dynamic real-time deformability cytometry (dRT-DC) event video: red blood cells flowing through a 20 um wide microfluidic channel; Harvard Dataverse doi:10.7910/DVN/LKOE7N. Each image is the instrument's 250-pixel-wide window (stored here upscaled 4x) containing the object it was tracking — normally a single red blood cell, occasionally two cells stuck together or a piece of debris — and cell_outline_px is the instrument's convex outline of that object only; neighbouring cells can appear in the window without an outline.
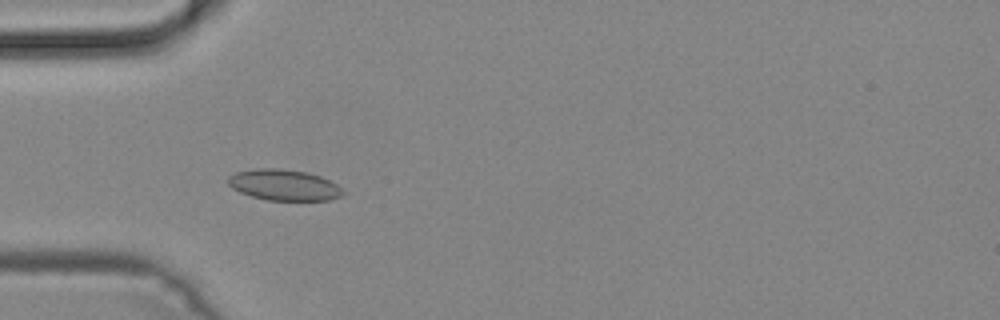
{"species": "common noctule bat (a hibernating species)", "species_latin": "Nyctalus noctula", "temperature_condition": "cold", "stored_images_in_passage": 38, "camera_frame_rate_fps": 3000, "um_per_image_px": 0.085, "animal": {"sex": "male", "body_mass_g": 19.2, "forearm_length_mm": 51.8}, "frame": {"image": 1, "passage_image": 4, "time_ms": 1.0, "image_size_px": [1000, 320], "cell_outline_px": [[344, 192], [340, 196], [328, 200], [268, 200], [252, 196], [240, 192], [232, 188], [228, 184], [228, 176], [236, 172], [256, 168], [280, 168], [304, 172], [320, 176], [336, 184]], "centroid_in_image_um": [24.1, 15.72], "position_along_channel_um": 60.9, "area_um2": 20.52}}
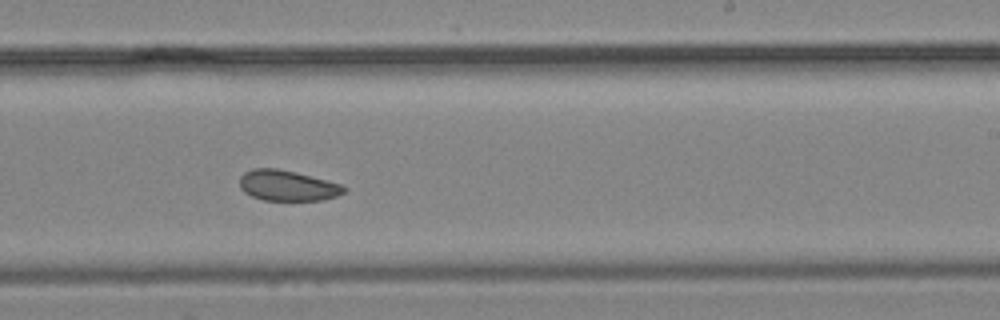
{"frame": {"image": 2, "passage_image": 19, "time_ms": 6.0, "image_size_px": [1000, 320], "cell_outline_px": [[348, 188], [344, 192], [336, 196], [324, 200], [264, 200], [252, 196], [244, 192], [240, 188], [240, 176], [244, 172], [252, 168], [276, 168], [296, 172], [340, 184]], "centroid_in_image_um": [24.41, 15.77], "position_along_channel_um": 264.6, "area_um2": 18.55}}
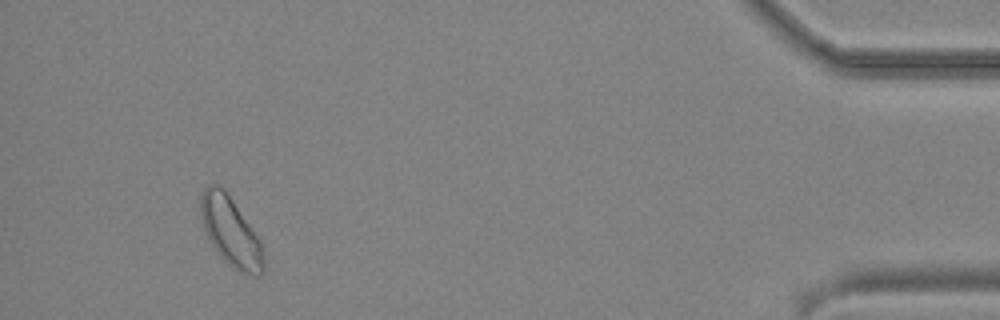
{"frame": {"image": 3, "passage_image": 35, "time_ms": 11.333, "image_size_px": [1000, 320], "cell_outline_px": [[264, 272], [260, 276], [252, 276], [240, 272], [232, 268], [216, 252], [208, 240], [200, 216], [200, 196], [204, 188], [208, 184], [220, 184], [224, 188], [260, 240], [264, 252]], "centroid_in_image_um": [19.6, 19.7], "position_along_channel_um": 415.6, "area_um2": 25.66}}